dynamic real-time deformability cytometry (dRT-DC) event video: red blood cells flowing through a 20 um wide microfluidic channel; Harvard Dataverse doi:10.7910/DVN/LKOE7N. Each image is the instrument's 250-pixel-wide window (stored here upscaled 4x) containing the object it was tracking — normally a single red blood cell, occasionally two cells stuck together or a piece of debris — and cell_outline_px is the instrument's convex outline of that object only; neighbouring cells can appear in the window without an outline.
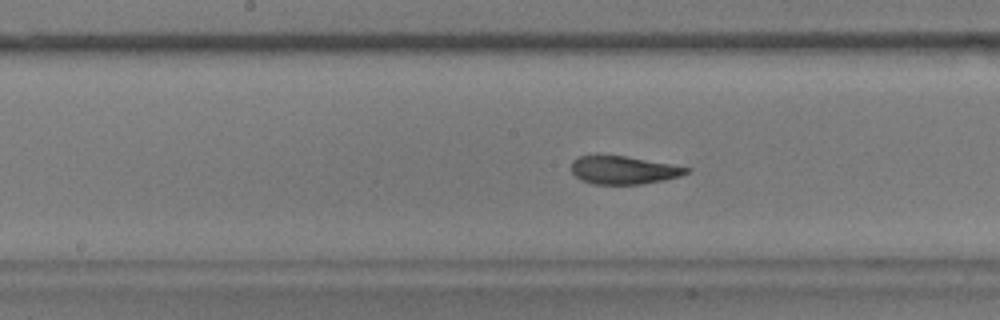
{"species": "common noctule bat (a hibernating species)", "species_latin": "Nyctalus noctula", "temperature_condition": "warm", "stored_images_in_passage": 55, "camera_frame_rate_fps": 3000, "um_per_image_px": 0.085, "animal": {"sex": "male", "body_mass_g": 17.9}, "frame": {"image": 1, "passage_image": 27, "time_ms": 8.667, "image_size_px": [1000, 320], "cell_outline_px": [[692, 168], [688, 172], [680, 176], [664, 180], [640, 184], [592, 184], [580, 180], [572, 172], [572, 160], [580, 156], [596, 152], [628, 156]], "centroid_in_image_um": [52.94, 14.41], "position_along_channel_um": 195.3, "area_um2": 19.42}}
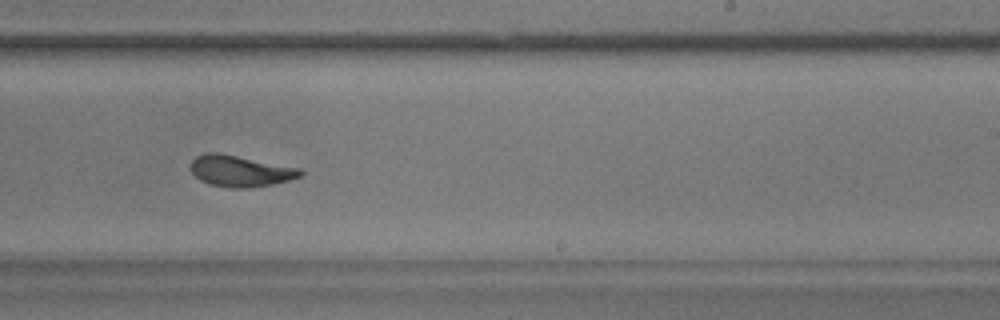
{"frame": {"image": 2, "passage_image": 33, "time_ms": 10.667, "image_size_px": [1000, 320], "cell_outline_px": [[304, 172], [300, 176], [288, 180], [272, 184], [252, 188], [232, 188], [208, 184], [200, 180], [192, 172], [192, 160], [196, 156], [204, 152], [216, 152], [300, 168]], "centroid_in_image_um": [20.41, 14.54], "position_along_channel_um": 268.6, "area_um2": 19.83}}
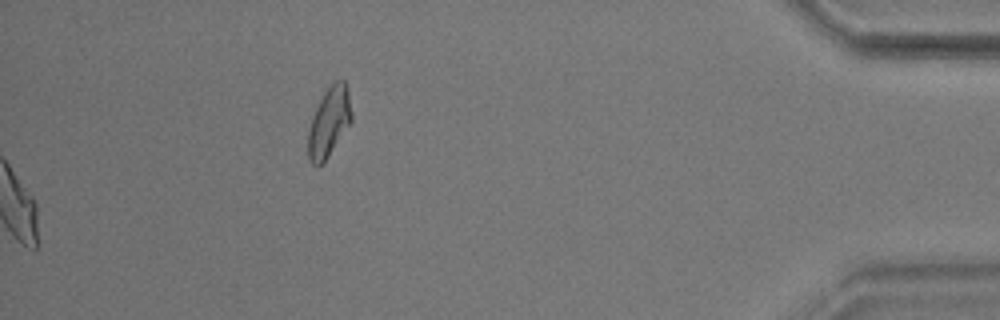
{"frame": {"image": 3, "passage_image": 55, "time_ms": 18.0, "image_size_px": [1000, 320], "cell_outline_px": [[352, 120], [328, 156], [320, 164], [312, 164], [308, 160], [308, 132], [312, 116], [324, 92], [336, 80], [344, 80], [348, 88], [352, 112]], "centroid_in_image_um": [27.97, 10.34], "position_along_channel_um": 407.2, "area_um2": 17.34}, "authors_computed_cell_mechanics": {"area_um2": 20.0566, "velocity_mm_per_s": 3.6885, "shape_relaxation_time_tau1_ms": 4.1046, "shape_relaxation_time_tau2_ms": 1.495, "deformation_change_tau1": 0.1874, "deformation_change_tau2": 0.0856}}